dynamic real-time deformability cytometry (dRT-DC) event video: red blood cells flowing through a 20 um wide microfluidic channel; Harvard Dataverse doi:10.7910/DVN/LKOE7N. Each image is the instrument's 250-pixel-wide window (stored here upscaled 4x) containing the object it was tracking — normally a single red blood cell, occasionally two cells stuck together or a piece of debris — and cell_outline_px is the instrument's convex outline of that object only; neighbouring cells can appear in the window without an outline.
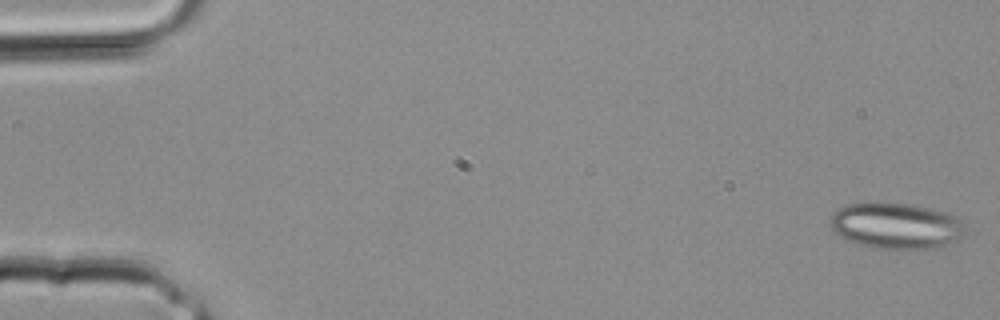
{"species": "common noctule bat (a hibernating species)", "species_latin": "Nyctalus noctula", "temperature_condition": "room temperature", "stored_images_in_passage": 35, "segment_of_instrument_passage": [1, 2], "camera_frame_rate_fps": 3000, "um_per_image_px": 0.085, "animal": {"sex": "male", "body_mass_g": 20.4}, "frame": {"image": 1, "passage_image": 1, "time_ms": 0.0, "image_size_px": [1000, 320], "cell_outline_px": [[964, 232], [960, 236], [940, 248], [876, 248], [860, 244], [848, 240], [840, 236], [832, 228], [832, 216], [840, 208], [848, 204], [876, 200], [908, 204], [928, 208], [944, 212], [956, 216], [960, 220], [964, 228]], "centroid_in_image_um": [76.15, 19.16], "position_along_channel_um": 8.9, "area_um2": 35.89}}